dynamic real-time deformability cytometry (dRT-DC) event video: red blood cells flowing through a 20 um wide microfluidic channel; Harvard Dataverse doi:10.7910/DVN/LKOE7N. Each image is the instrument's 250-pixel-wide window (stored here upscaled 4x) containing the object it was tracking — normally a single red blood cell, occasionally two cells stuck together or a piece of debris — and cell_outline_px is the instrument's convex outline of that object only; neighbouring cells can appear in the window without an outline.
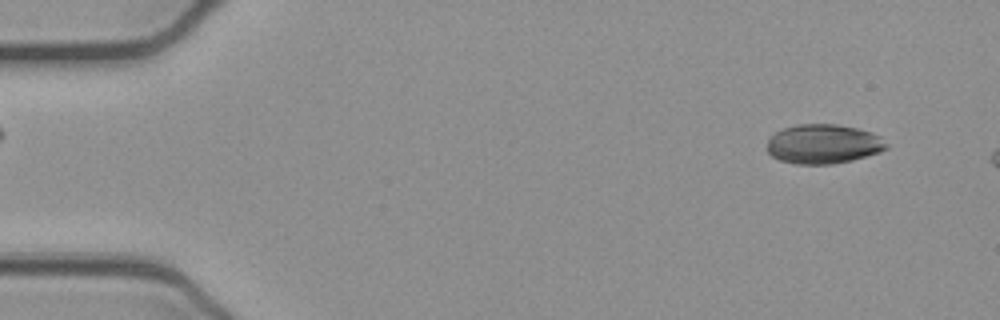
{"species": "common noctule bat (a hibernating species)", "species_latin": "Nyctalus noctula", "temperature_condition": "cold", "stored_images_in_passage": 11, "camera_frame_rate_fps": 3000, "um_per_image_px": 0.085, "animal": {"sex": "female", "body_mass_g": 21.9}, "frame": {"image": 1, "passage_image": 3, "time_ms": 0.667, "image_size_px": [1000, 320], "cell_outline_px": [[888, 148], [880, 152], [852, 160], [832, 164], [796, 164], [780, 160], [772, 156], [764, 148], [768, 140], [776, 132], [784, 128], [796, 124], [836, 124], [856, 128], [872, 132], [880, 136], [888, 144]], "centroid_in_image_um": [69.98, 12.24], "position_along_channel_um": 15.0, "area_um2": 27.57}}